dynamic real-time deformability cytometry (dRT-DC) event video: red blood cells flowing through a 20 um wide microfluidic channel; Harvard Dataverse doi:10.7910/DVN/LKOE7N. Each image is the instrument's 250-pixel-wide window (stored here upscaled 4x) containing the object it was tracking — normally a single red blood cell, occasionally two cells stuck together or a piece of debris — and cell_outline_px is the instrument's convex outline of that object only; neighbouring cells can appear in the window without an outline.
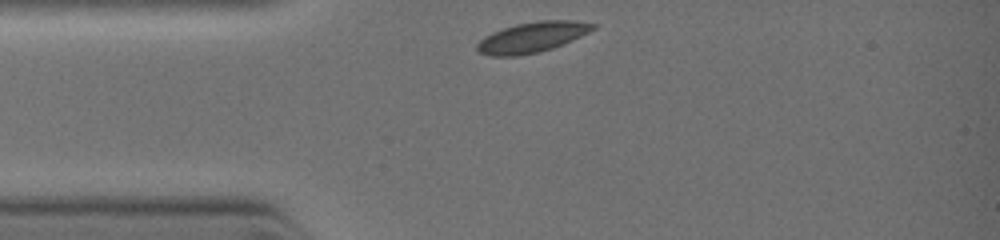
{"species": "common noctule bat (a hibernating species)", "species_latin": "Nyctalus noctula", "temperature_condition": "warm", "stored_images_in_passage": 8, "camera_frame_rate_fps": 3000, "um_per_image_px": 0.085, "animal": {"sex": "female", "body_mass_g": 19.0, "forearm_length_mm": 51.5}, "frame": {"image": 1, "passage_image": 1, "time_ms": 0.0, "image_size_px": [1000, 240], "cell_outline_px": [[596, 28], [580, 36], [552, 48], [536, 52], [516, 56], [492, 56], [480, 52], [476, 48], [476, 44], [484, 36], [492, 32], [516, 24], [536, 20], [576, 20], [596, 24]], "centroid_in_image_um": [45.22, 3.14], "position_along_channel_um": 39.8, "area_um2": 20.35}}
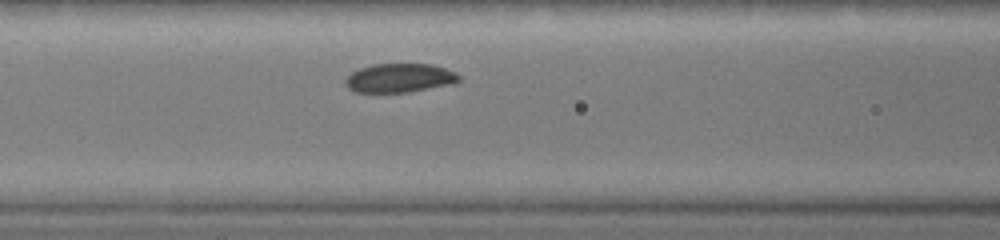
{"frame": {"image": 2, "passage_image": 7, "time_ms": 2.0, "image_size_px": [1000, 240], "cell_outline_px": [[460, 80], [452, 84], [408, 92], [356, 92], [348, 88], [344, 84], [344, 80], [352, 72], [360, 68], [372, 64], [432, 64], [456, 72], [460, 76]], "centroid_in_image_um": [33.96, 6.63], "position_along_channel_um": 132.6, "area_um2": 19.13}}